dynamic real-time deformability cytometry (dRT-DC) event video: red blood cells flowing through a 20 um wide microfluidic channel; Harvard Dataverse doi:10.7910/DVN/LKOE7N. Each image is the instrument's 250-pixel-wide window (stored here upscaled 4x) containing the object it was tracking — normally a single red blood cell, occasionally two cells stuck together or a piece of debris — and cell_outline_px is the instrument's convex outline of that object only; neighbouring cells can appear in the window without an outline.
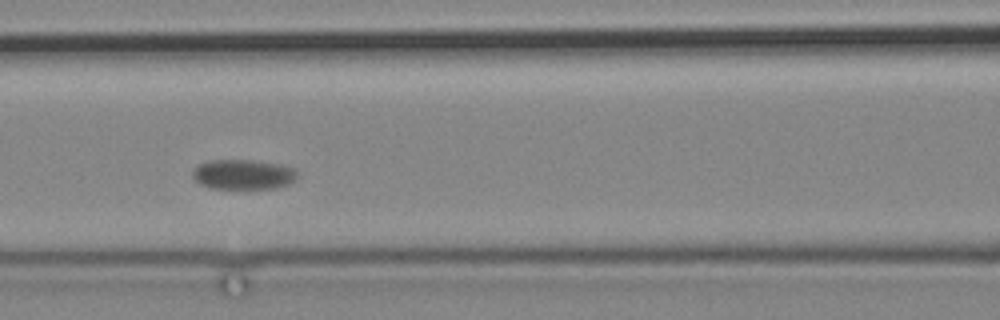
{"species": "common noctule bat (a hibernating species)", "species_latin": "Nyctalus noctula", "temperature_condition": "cold", "stored_images_in_passage": 8, "camera_frame_rate_fps": 3000, "um_per_image_px": 0.085, "animal": {"sex": "male", "body_mass_g": 19.2, "forearm_length_mm": 51.8}, "frame": {"image": 1, "passage_image": 7, "time_ms": 8.333, "image_size_px": [1000, 320], "cell_outline_px": [[296, 180], [288, 184], [276, 188], [208, 188], [200, 184], [192, 176], [192, 172], [200, 164], [212, 160], [252, 160], [280, 164], [296, 168]], "centroid_in_image_um": [20.7, 14.82], "position_along_channel_um": 145.9, "area_um2": 18.21}}
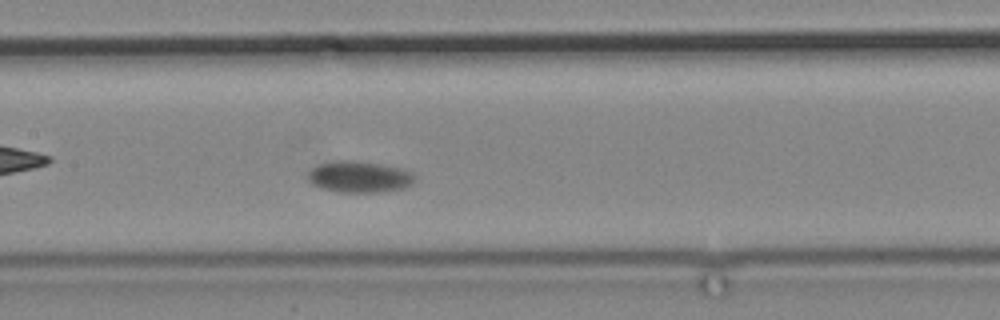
{"frame": {"image": 2, "passage_image": 8, "time_ms": 9.333, "image_size_px": [1000, 320], "cell_outline_px": [[416, 180], [412, 184], [404, 188], [380, 192], [340, 192], [320, 188], [312, 184], [308, 180], [308, 172], [312, 168], [320, 164], [340, 160], [344, 160], [380, 164], [404, 168], [412, 172], [416, 176]], "centroid_in_image_um": [30.58, 15.04], "position_along_channel_um": 176.8, "area_um2": 19.59}}